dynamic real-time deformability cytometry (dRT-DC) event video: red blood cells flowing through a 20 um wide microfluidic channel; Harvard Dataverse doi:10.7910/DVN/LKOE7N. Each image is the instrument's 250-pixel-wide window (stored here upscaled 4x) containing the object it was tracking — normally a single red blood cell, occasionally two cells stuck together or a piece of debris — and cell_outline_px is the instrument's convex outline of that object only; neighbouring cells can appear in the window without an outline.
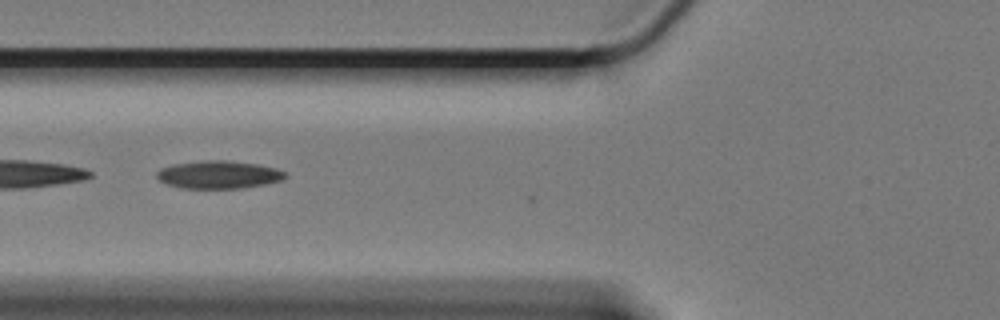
{"species": "Egyptian fruit bat (a non-hibernating species)", "species_latin": "Rousettus aegyptiacus", "temperature_condition": "cold", "stored_images_in_passage": 40, "camera_frame_rate_fps": 3000, "um_per_image_px": 0.085, "animal": {"sex": "female"}, "frame": {"image": 1, "passage_image": 17, "time_ms": 5.333, "image_size_px": [1000, 320], "cell_outline_px": [[288, 176], [280, 180], [264, 184], [240, 188], [180, 188], [168, 184], [160, 180], [156, 176], [156, 172], [160, 168], [172, 164], [204, 160], [228, 160], [256, 164], [276, 168], [284, 172]], "centroid_in_image_um": [18.55, 14.83], "position_along_channel_um": 107.2, "area_um2": 20.75}}
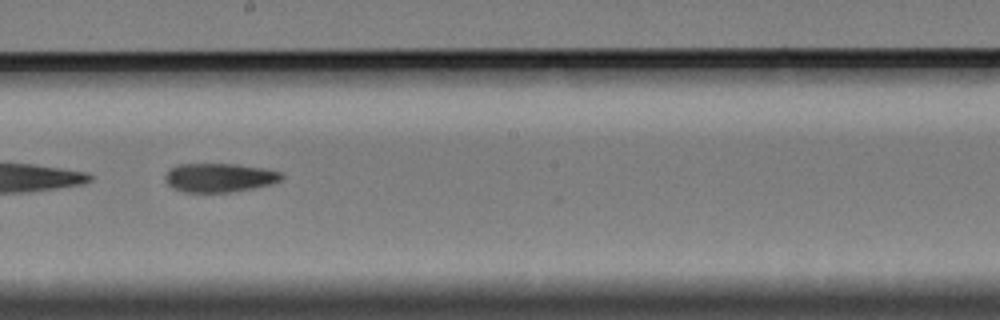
{"frame": {"image": 2, "passage_image": 28, "time_ms": 9.0, "image_size_px": [1000, 320], "cell_outline_px": [[284, 176], [280, 180], [272, 184], [232, 192], [184, 192], [168, 184], [164, 176], [172, 168], [180, 164], [236, 164], [260, 168], [280, 172]], "centroid_in_image_um": [18.66, 15.1], "position_along_channel_um": 229.5, "area_um2": 19.25}}
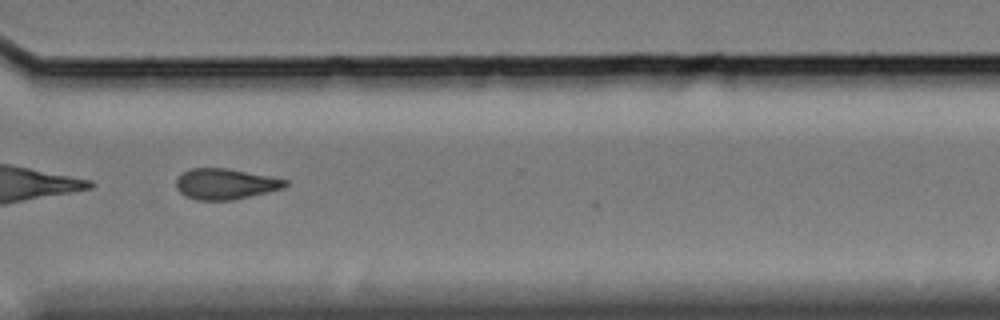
{"frame": {"image": 3, "passage_image": 39, "time_ms": 12.667, "image_size_px": [1000, 320], "cell_outline_px": [[288, 184], [284, 188], [268, 192], [232, 200], [196, 200], [184, 196], [176, 188], [176, 180], [184, 172], [192, 168], [228, 168], [288, 180]], "centroid_in_image_um": [19.15, 15.64], "position_along_channel_um": 351.4, "area_um2": 19.48}}